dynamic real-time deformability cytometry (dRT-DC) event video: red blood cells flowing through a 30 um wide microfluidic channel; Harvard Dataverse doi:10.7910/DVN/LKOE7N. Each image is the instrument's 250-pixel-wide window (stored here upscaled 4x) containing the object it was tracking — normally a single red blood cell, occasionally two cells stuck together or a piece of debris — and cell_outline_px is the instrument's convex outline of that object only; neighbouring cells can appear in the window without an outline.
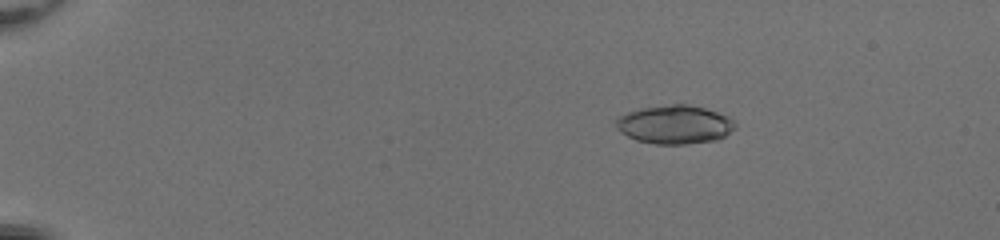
{"species": "common noctule bat (a hibernating species)", "species_latin": "Nyctalus noctula", "temperature_condition": "room temperature", "stored_images_in_passage": 53, "camera_frame_rate_fps": 3000, "um_per_image_px": 0.085, "animal": {"sex": "female", "body_mass_g": 20.0, "forearm_length_mm": 54.0}, "frame": {"image": 1, "passage_image": 11, "time_ms": 3.333, "image_size_px": [1000, 240], "cell_outline_px": [[736, 128], [724, 136], [716, 140], [688, 144], [656, 144], [636, 140], [620, 132], [616, 128], [616, 120], [620, 116], [628, 112], [640, 108], [672, 104], [688, 104], [704, 108], [728, 116], [736, 120]], "centroid_in_image_um": [57.37, 10.59], "position_along_channel_um": 27.6, "area_um2": 26.88}}
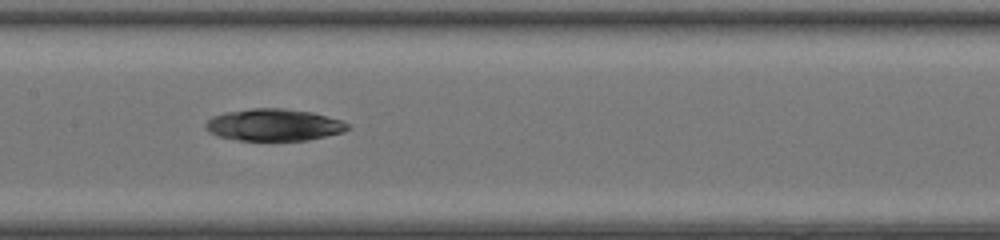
{"frame": {"image": 2, "passage_image": 30, "time_ms": 9.667, "image_size_px": [1000, 240], "cell_outline_px": [[352, 128], [344, 132], [308, 140], [236, 140], [216, 136], [208, 132], [204, 128], [204, 124], [212, 116], [224, 112], [252, 108], [284, 108], [312, 112], [340, 120], [348, 124]], "centroid_in_image_um": [23.25, 10.61], "position_along_channel_um": 184.2, "area_um2": 26.7}}
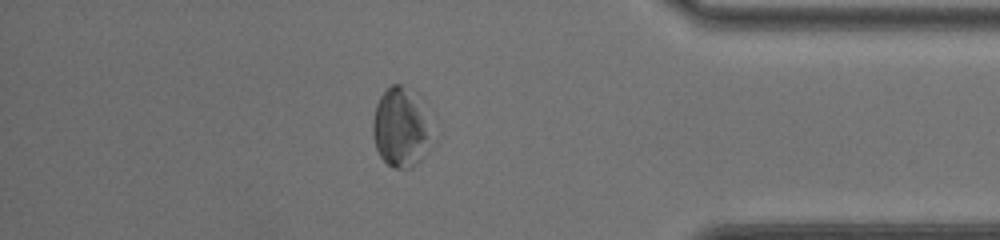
{"frame": {"image": 3, "passage_image": 47, "time_ms": 15.333, "image_size_px": [1000, 240], "cell_outline_px": [[436, 144], [412, 168], [392, 168], [380, 156], [376, 148], [372, 136], [372, 124], [376, 104], [380, 96], [392, 84], [404, 84], [412, 92], [428, 120], [436, 140]], "centroid_in_image_um": [34.1, 10.91], "position_along_channel_um": 401.1, "area_um2": 27.74}, "authors_computed_cell_mechanics": {"area_um2": 26.9926, "velocity_mm_per_s": 4.1995, "shape_relaxation_time_tau1_ms": 11.1358, "shape_relaxation_time_tau2_ms": 6.1598, "deformation_change_tau1": 0.3031, "deformation_change_tau2": 0.1045}}